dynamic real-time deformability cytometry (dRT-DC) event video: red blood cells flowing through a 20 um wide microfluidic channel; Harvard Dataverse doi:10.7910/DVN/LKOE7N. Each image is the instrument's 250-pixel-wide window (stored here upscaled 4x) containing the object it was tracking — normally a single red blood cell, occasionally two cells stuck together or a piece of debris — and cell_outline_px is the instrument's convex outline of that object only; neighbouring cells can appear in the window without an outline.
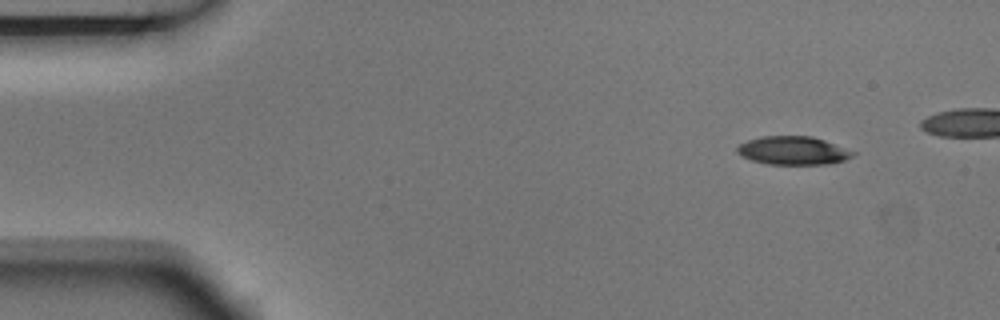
{"species": "Egyptian fruit bat (a non-hibernating species)", "species_latin": "Rousettus aegyptiacus", "temperature_condition": "room temperature", "stored_images_in_passage": 5, "camera_frame_rate_fps": 3000, "um_per_image_px": 0.085, "animal": {"sex": "male"}, "frame": {"image": 1, "passage_image": 1, "time_ms": 0.0, "image_size_px": [1000, 320], "cell_outline_px": [[856, 156], [844, 160], [828, 164], [768, 164], [752, 160], [736, 152], [736, 148], [740, 144], [748, 140], [760, 136], [812, 136], [824, 140], [856, 152]], "centroid_in_image_um": [67.43, 12.79], "position_along_channel_um": 17.6, "area_um2": 19.07}}